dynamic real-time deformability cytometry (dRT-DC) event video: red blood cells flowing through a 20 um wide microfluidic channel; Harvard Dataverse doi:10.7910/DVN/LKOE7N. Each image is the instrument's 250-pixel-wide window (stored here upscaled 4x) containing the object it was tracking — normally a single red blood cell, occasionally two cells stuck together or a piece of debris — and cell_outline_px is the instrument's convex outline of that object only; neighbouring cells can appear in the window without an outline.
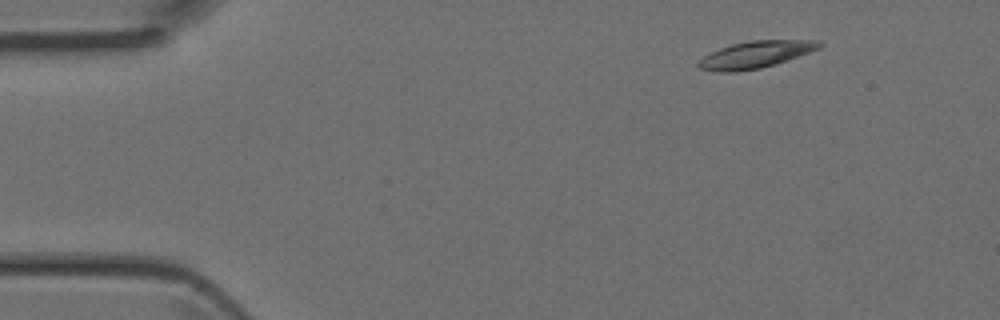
{"species": "Egyptian fruit bat (a non-hibernating species)", "species_latin": "Rousettus aegyptiacus", "temperature_condition": "room temperature", "stored_images_in_passage": 3, "camera_frame_rate_fps": 3000, "um_per_image_px": 0.085, "animal": {"sex": "female"}, "frame": {"image": 1, "passage_image": 1, "time_ms": 0.0, "image_size_px": [1000, 320], "cell_outline_px": [[824, 44], [820, 48], [776, 64], [760, 68], [736, 72], [720, 72], [700, 68], [696, 64], [704, 56], [720, 48], [732, 44], [752, 40], [820, 40]], "centroid_in_image_um": [64.25, 4.63], "position_along_channel_um": 20.8, "area_um2": 18.84}}